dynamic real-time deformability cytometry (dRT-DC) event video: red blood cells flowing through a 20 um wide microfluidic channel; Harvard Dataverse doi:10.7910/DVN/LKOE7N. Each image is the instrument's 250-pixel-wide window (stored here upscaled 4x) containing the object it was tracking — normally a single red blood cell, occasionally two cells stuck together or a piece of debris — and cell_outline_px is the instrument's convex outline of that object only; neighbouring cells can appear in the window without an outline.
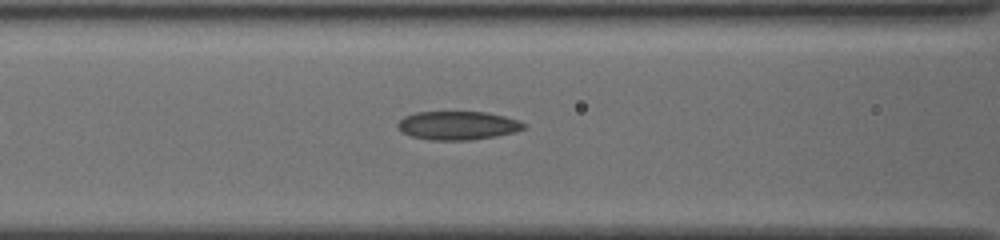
{"species": "common noctule bat (a hibernating species)", "species_latin": "Nyctalus noctula", "temperature_condition": "cold", "stored_images_in_passage": 36, "camera_frame_rate_fps": 3000, "um_per_image_px": 0.085, "animal": {"sex": "female", "body_mass_g": 19.5, "forearm_length_mm": 54.1}, "frame": {"image": 1, "passage_image": 11, "time_ms": 3.333, "image_size_px": [1000, 240], "cell_outline_px": [[524, 128], [516, 132], [496, 136], [472, 140], [428, 140], [412, 136], [396, 128], [396, 124], [404, 116], [416, 112], [484, 112], [504, 116], [516, 120], [524, 124]], "centroid_in_image_um": [38.87, 10.67], "position_along_channel_um": 127.7, "area_um2": 20.92}}
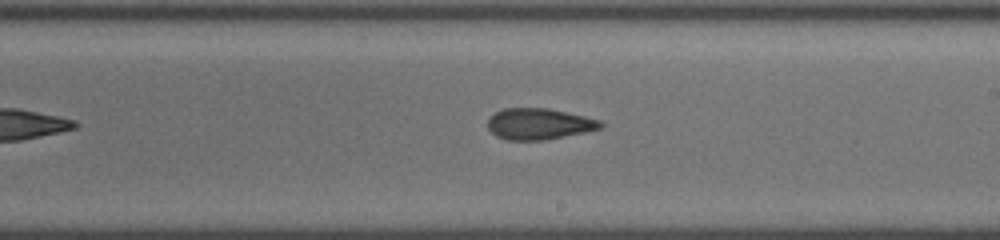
{"frame": {"image": 2, "passage_image": 20, "time_ms": 6.333, "image_size_px": [1000, 240], "cell_outline_px": [[604, 124], [600, 128], [584, 132], [544, 140], [508, 140], [496, 136], [488, 128], [488, 120], [496, 112], [504, 108], [548, 108], [584, 116], [600, 120]], "centroid_in_image_um": [45.8, 10.53], "position_along_channel_um": 243.2, "area_um2": 20.29}}
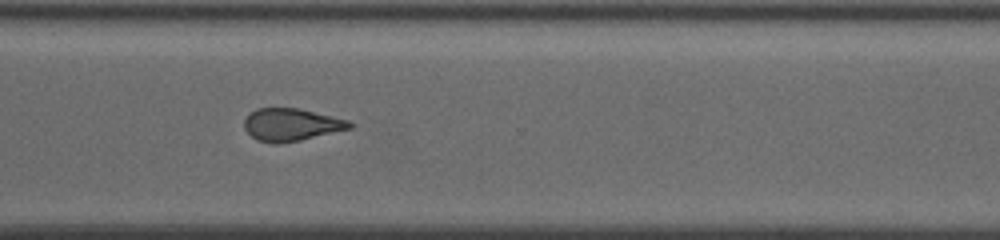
{"frame": {"image": 3, "passage_image": 28, "time_ms": 9.0, "image_size_px": [1000, 240], "cell_outline_px": [[352, 128], [300, 140], [276, 144], [256, 140], [244, 128], [244, 120], [248, 112], [256, 108], [300, 108], [348, 120], [352, 124]], "centroid_in_image_um": [24.72, 10.59], "position_along_channel_um": 345.9, "area_um2": 20.0}}